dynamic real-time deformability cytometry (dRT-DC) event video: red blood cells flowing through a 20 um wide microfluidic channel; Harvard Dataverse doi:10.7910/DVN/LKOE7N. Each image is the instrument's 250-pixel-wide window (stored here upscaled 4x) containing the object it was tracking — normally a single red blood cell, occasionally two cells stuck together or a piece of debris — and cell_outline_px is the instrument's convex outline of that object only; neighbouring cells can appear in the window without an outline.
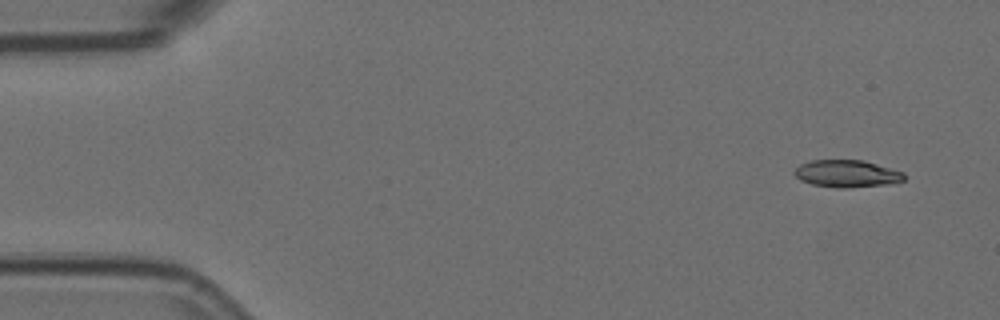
{"species": "Egyptian fruit bat (a non-hibernating species)", "species_latin": "Rousettus aegyptiacus", "temperature_condition": "room temperature", "stored_images_in_passage": 5, "camera_frame_rate_fps": 3000, "um_per_image_px": 0.085, "animal": {"sex": "female"}, "frame": {"image": 1, "passage_image": 1, "time_ms": 0.0, "image_size_px": [1000, 320], "cell_outline_px": [[904, 180], [888, 184], [848, 188], [836, 188], [812, 184], [800, 180], [792, 172], [800, 164], [812, 160], [864, 160], [904, 172]], "centroid_in_image_um": [71.97, 14.76], "position_along_channel_um": 13.0, "area_um2": 17.46}}
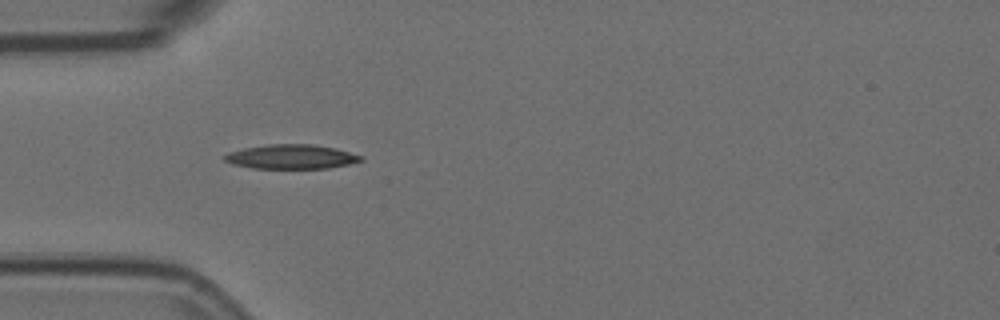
{"frame": {"image": 2, "passage_image": 4, "time_ms": 1.0, "image_size_px": [1000, 320], "cell_outline_px": [[364, 160], [348, 164], [328, 168], [252, 168], [232, 164], [224, 160], [220, 156], [228, 152], [244, 148], [268, 144], [316, 144], [336, 148], [364, 156]], "centroid_in_image_um": [24.75, 13.31], "position_along_channel_um": 60.3, "area_um2": 19.54}}
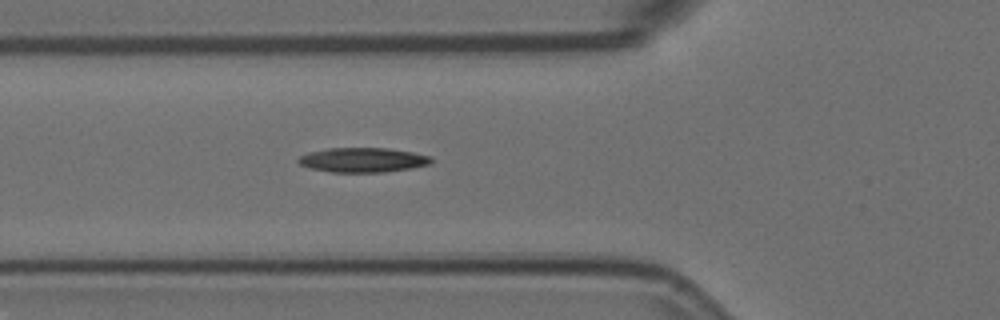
{"frame": {"image": 3, "passage_image": 5, "time_ms": 1.333, "image_size_px": [1000, 320], "cell_outline_px": [[432, 164], [412, 168], [384, 172], [332, 172], [308, 168], [300, 164], [296, 160], [300, 156], [308, 152], [328, 148], [388, 148], [412, 152], [432, 156]], "centroid_in_image_um": [30.85, 13.59], "position_along_channel_um": 95.0, "area_um2": 19.19}}